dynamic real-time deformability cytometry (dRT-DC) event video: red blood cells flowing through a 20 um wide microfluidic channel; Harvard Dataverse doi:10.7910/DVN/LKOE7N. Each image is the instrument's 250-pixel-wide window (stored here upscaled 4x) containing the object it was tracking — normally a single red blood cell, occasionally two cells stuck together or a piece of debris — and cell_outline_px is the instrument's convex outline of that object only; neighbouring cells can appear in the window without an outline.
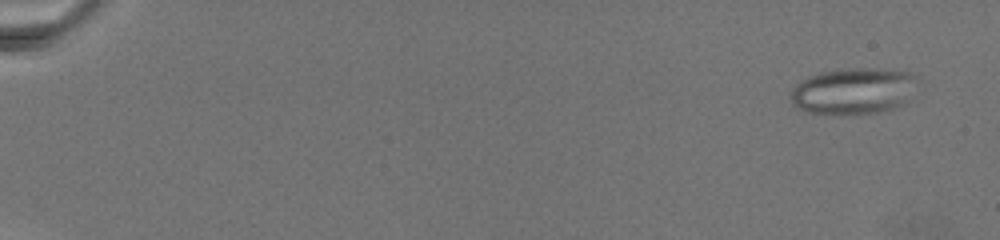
{"species": "common noctule bat (a hibernating species)", "species_latin": "Nyctalus noctula", "temperature_condition": "warm", "stored_images_in_passage": 24, "camera_frame_rate_fps": 3000, "um_per_image_px": 0.085, "animal": {"sex": "female", "body_mass_g": 19.5, "forearm_length_mm": 54.1}, "frame": {"image": 1, "passage_image": 2, "time_ms": 1.333, "image_size_px": [1000, 240], "cell_outline_px": [[916, 76], [900, 104], [876, 112], [808, 112], [792, 104], [792, 88], [796, 84], [820, 72], [856, 68], [864, 68], [908, 72]], "centroid_in_image_um": [72.43, 7.7], "position_along_channel_um": 12.6, "area_um2": 31.96}}
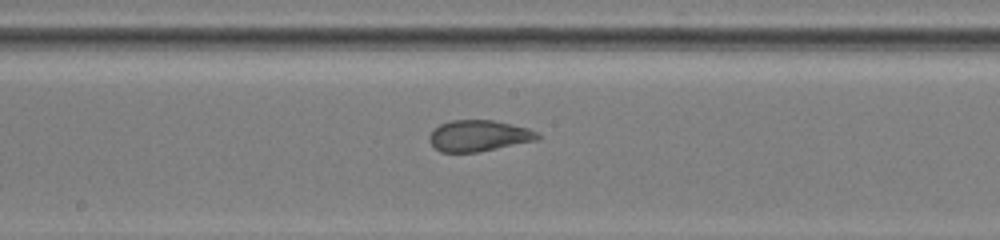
{"frame": {"image": 2, "passage_image": 14, "time_ms": 14.667, "image_size_px": [1000, 240], "cell_outline_px": [[544, 136], [540, 140], [476, 152], [440, 152], [428, 140], [428, 136], [432, 128], [440, 124], [452, 120], [492, 120], [528, 128], [540, 132]], "centroid_in_image_um": [40.73, 11.54], "position_along_channel_um": 207.5, "area_um2": 19.94}}
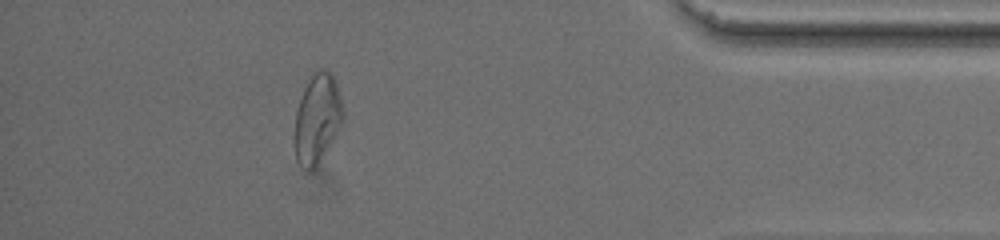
{"frame": {"image": 3, "passage_image": 22, "time_ms": 23.0, "image_size_px": [1000, 240], "cell_outline_px": [[344, 120], [340, 128], [316, 168], [312, 172], [296, 160], [292, 144], [292, 140], [296, 112], [304, 88], [312, 72], [320, 68], [328, 72], [332, 76], [336, 84], [344, 108]], "centroid_in_image_um": [26.95, 10.12], "position_along_channel_um": 408.3, "area_um2": 25.61}}